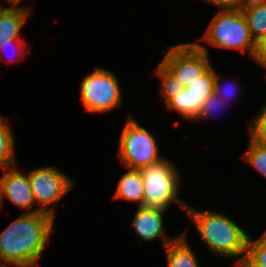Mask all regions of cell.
I'll use <instances>...</instances> for the list:
<instances>
[{"instance_id":"1","label":"cell","mask_w":266,"mask_h":267,"mask_svg":"<svg viewBox=\"0 0 266 267\" xmlns=\"http://www.w3.org/2000/svg\"><path fill=\"white\" fill-rule=\"evenodd\" d=\"M54 217L44 213H22L0 233V262L13 267H37L50 236Z\"/></svg>"},{"instance_id":"2","label":"cell","mask_w":266,"mask_h":267,"mask_svg":"<svg viewBox=\"0 0 266 267\" xmlns=\"http://www.w3.org/2000/svg\"><path fill=\"white\" fill-rule=\"evenodd\" d=\"M187 216L196 227L207 249L221 258H237L240 267L247 255L249 234L222 211L199 210L188 204Z\"/></svg>"},{"instance_id":"3","label":"cell","mask_w":266,"mask_h":267,"mask_svg":"<svg viewBox=\"0 0 266 267\" xmlns=\"http://www.w3.org/2000/svg\"><path fill=\"white\" fill-rule=\"evenodd\" d=\"M177 169L167 158L140 169L144 188L143 207L168 209L176 202L186 212L188 203L178 196L181 178Z\"/></svg>"},{"instance_id":"4","label":"cell","mask_w":266,"mask_h":267,"mask_svg":"<svg viewBox=\"0 0 266 267\" xmlns=\"http://www.w3.org/2000/svg\"><path fill=\"white\" fill-rule=\"evenodd\" d=\"M201 40L221 49H234L252 58L255 44L241 9L218 10Z\"/></svg>"},{"instance_id":"5","label":"cell","mask_w":266,"mask_h":267,"mask_svg":"<svg viewBox=\"0 0 266 267\" xmlns=\"http://www.w3.org/2000/svg\"><path fill=\"white\" fill-rule=\"evenodd\" d=\"M126 119L118 146L117 156L121 164L127 169L140 170L164 159L160 156L154 135L134 117L129 115Z\"/></svg>"},{"instance_id":"6","label":"cell","mask_w":266,"mask_h":267,"mask_svg":"<svg viewBox=\"0 0 266 267\" xmlns=\"http://www.w3.org/2000/svg\"><path fill=\"white\" fill-rule=\"evenodd\" d=\"M80 84V97L86 112L106 113L123 105L119 78L113 71L97 67Z\"/></svg>"},{"instance_id":"7","label":"cell","mask_w":266,"mask_h":267,"mask_svg":"<svg viewBox=\"0 0 266 267\" xmlns=\"http://www.w3.org/2000/svg\"><path fill=\"white\" fill-rule=\"evenodd\" d=\"M28 179L36 206L55 218L53 206L74 188L72 179L57 166H41L28 171Z\"/></svg>"},{"instance_id":"8","label":"cell","mask_w":266,"mask_h":267,"mask_svg":"<svg viewBox=\"0 0 266 267\" xmlns=\"http://www.w3.org/2000/svg\"><path fill=\"white\" fill-rule=\"evenodd\" d=\"M165 47L161 61L183 84L188 86L212 64L208 48L198 42L180 43L171 48Z\"/></svg>"},{"instance_id":"9","label":"cell","mask_w":266,"mask_h":267,"mask_svg":"<svg viewBox=\"0 0 266 267\" xmlns=\"http://www.w3.org/2000/svg\"><path fill=\"white\" fill-rule=\"evenodd\" d=\"M215 68L211 65L204 73L179 90L165 105L185 120L194 121L202 104L214 93Z\"/></svg>"},{"instance_id":"10","label":"cell","mask_w":266,"mask_h":267,"mask_svg":"<svg viewBox=\"0 0 266 267\" xmlns=\"http://www.w3.org/2000/svg\"><path fill=\"white\" fill-rule=\"evenodd\" d=\"M17 165L1 168L3 175L0 177V208L5 198L20 209L26 210V214L39 213L34 209L36 205L31 190L28 174L21 172Z\"/></svg>"},{"instance_id":"11","label":"cell","mask_w":266,"mask_h":267,"mask_svg":"<svg viewBox=\"0 0 266 267\" xmlns=\"http://www.w3.org/2000/svg\"><path fill=\"white\" fill-rule=\"evenodd\" d=\"M165 211L167 210L161 208L137 207L131 226L143 242L150 243L152 240L159 238L165 247L179 236L171 237L165 232L163 220Z\"/></svg>"},{"instance_id":"12","label":"cell","mask_w":266,"mask_h":267,"mask_svg":"<svg viewBox=\"0 0 266 267\" xmlns=\"http://www.w3.org/2000/svg\"><path fill=\"white\" fill-rule=\"evenodd\" d=\"M32 8L0 6V43L22 40L21 29L28 21Z\"/></svg>"},{"instance_id":"13","label":"cell","mask_w":266,"mask_h":267,"mask_svg":"<svg viewBox=\"0 0 266 267\" xmlns=\"http://www.w3.org/2000/svg\"><path fill=\"white\" fill-rule=\"evenodd\" d=\"M188 228L165 248L167 267H199L195 252L187 239Z\"/></svg>"},{"instance_id":"14","label":"cell","mask_w":266,"mask_h":267,"mask_svg":"<svg viewBox=\"0 0 266 267\" xmlns=\"http://www.w3.org/2000/svg\"><path fill=\"white\" fill-rule=\"evenodd\" d=\"M143 179L140 170L128 168L127 172L119 178L114 199L135 202L137 206H143Z\"/></svg>"},{"instance_id":"15","label":"cell","mask_w":266,"mask_h":267,"mask_svg":"<svg viewBox=\"0 0 266 267\" xmlns=\"http://www.w3.org/2000/svg\"><path fill=\"white\" fill-rule=\"evenodd\" d=\"M241 10L256 42L266 34V0H249Z\"/></svg>"},{"instance_id":"16","label":"cell","mask_w":266,"mask_h":267,"mask_svg":"<svg viewBox=\"0 0 266 267\" xmlns=\"http://www.w3.org/2000/svg\"><path fill=\"white\" fill-rule=\"evenodd\" d=\"M14 133L7 118L0 116V168L17 165Z\"/></svg>"},{"instance_id":"17","label":"cell","mask_w":266,"mask_h":267,"mask_svg":"<svg viewBox=\"0 0 266 267\" xmlns=\"http://www.w3.org/2000/svg\"><path fill=\"white\" fill-rule=\"evenodd\" d=\"M240 267H266V230L255 240L249 235L247 255Z\"/></svg>"},{"instance_id":"18","label":"cell","mask_w":266,"mask_h":267,"mask_svg":"<svg viewBox=\"0 0 266 267\" xmlns=\"http://www.w3.org/2000/svg\"><path fill=\"white\" fill-rule=\"evenodd\" d=\"M155 73L160 79V95L166 104L172 97L183 89L182 82L161 62L155 69Z\"/></svg>"},{"instance_id":"19","label":"cell","mask_w":266,"mask_h":267,"mask_svg":"<svg viewBox=\"0 0 266 267\" xmlns=\"http://www.w3.org/2000/svg\"><path fill=\"white\" fill-rule=\"evenodd\" d=\"M242 159L266 178V146L259 145L249 139Z\"/></svg>"},{"instance_id":"20","label":"cell","mask_w":266,"mask_h":267,"mask_svg":"<svg viewBox=\"0 0 266 267\" xmlns=\"http://www.w3.org/2000/svg\"><path fill=\"white\" fill-rule=\"evenodd\" d=\"M256 114L255 117L248 120L249 139L259 145L266 146V104Z\"/></svg>"},{"instance_id":"21","label":"cell","mask_w":266,"mask_h":267,"mask_svg":"<svg viewBox=\"0 0 266 267\" xmlns=\"http://www.w3.org/2000/svg\"><path fill=\"white\" fill-rule=\"evenodd\" d=\"M223 75L215 70V84H214V93L225 103L231 104L234 96L237 95V84L234 81L222 82L221 78ZM224 83V84H223ZM231 101V102H230Z\"/></svg>"},{"instance_id":"22","label":"cell","mask_w":266,"mask_h":267,"mask_svg":"<svg viewBox=\"0 0 266 267\" xmlns=\"http://www.w3.org/2000/svg\"><path fill=\"white\" fill-rule=\"evenodd\" d=\"M226 106L228 107L227 104H225L215 93H213L203 104H202V108L200 113L198 114V116L195 118V120L193 122H200V121H204L207 118H215V114H217V112L221 111L222 109ZM224 111V109H223ZM217 116V115H216Z\"/></svg>"},{"instance_id":"23","label":"cell","mask_w":266,"mask_h":267,"mask_svg":"<svg viewBox=\"0 0 266 267\" xmlns=\"http://www.w3.org/2000/svg\"><path fill=\"white\" fill-rule=\"evenodd\" d=\"M19 43V44H18ZM25 42L23 41V40H11V41H9V42H1L0 43V54H2L3 52H4V50H6L7 48L8 49H12V50H14L15 52H13V54H15V55H13L12 54V56L13 57H15V59L12 57L10 60L12 61H14V62H16V60L18 61L19 59H23L24 57H25V55L26 54H28L29 53V51H30V49H26L24 46L26 45V44H24ZM16 44V45H15ZM24 44V45H23ZM26 51H25V50ZM6 52V51H5ZM11 52V53H12ZM9 53V52H8ZM10 53V54H11ZM11 56V55H10ZM9 56V57H10Z\"/></svg>"},{"instance_id":"24","label":"cell","mask_w":266,"mask_h":267,"mask_svg":"<svg viewBox=\"0 0 266 267\" xmlns=\"http://www.w3.org/2000/svg\"><path fill=\"white\" fill-rule=\"evenodd\" d=\"M219 10L241 9L249 0H203Z\"/></svg>"},{"instance_id":"25","label":"cell","mask_w":266,"mask_h":267,"mask_svg":"<svg viewBox=\"0 0 266 267\" xmlns=\"http://www.w3.org/2000/svg\"><path fill=\"white\" fill-rule=\"evenodd\" d=\"M252 59L259 66L263 67L266 64V34L256 41Z\"/></svg>"},{"instance_id":"26","label":"cell","mask_w":266,"mask_h":267,"mask_svg":"<svg viewBox=\"0 0 266 267\" xmlns=\"http://www.w3.org/2000/svg\"><path fill=\"white\" fill-rule=\"evenodd\" d=\"M6 1L8 4H11V6L9 5V8H31V7L19 5L20 2H22L24 0H6Z\"/></svg>"},{"instance_id":"27","label":"cell","mask_w":266,"mask_h":267,"mask_svg":"<svg viewBox=\"0 0 266 267\" xmlns=\"http://www.w3.org/2000/svg\"><path fill=\"white\" fill-rule=\"evenodd\" d=\"M13 265L4 263V262H0V267H12Z\"/></svg>"}]
</instances>
